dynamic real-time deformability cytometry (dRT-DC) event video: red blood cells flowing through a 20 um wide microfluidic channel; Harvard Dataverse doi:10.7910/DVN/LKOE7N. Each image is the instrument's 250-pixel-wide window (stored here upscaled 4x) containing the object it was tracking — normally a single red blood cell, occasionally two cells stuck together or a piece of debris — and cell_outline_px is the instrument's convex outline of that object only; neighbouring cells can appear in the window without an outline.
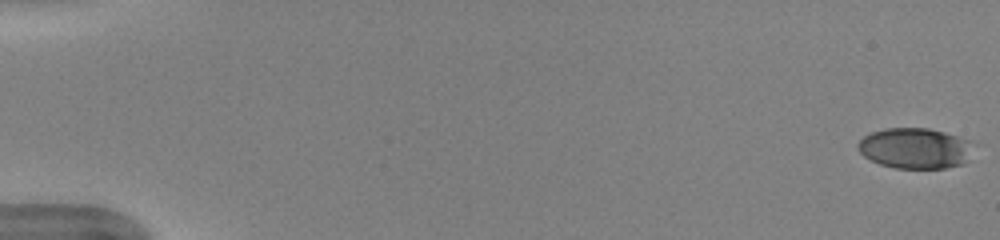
{"species": "human", "species_latin": "Homo sapiens", "temperature_condition": "warm", "stored_images_in_passage": 51, "camera_frame_rate_fps": 3000, "um_per_image_px": 0.085, "donor": {"sex": "female"}, "frame": {"image": 1, "passage_image": 1, "time_ms": 0.0, "image_size_px": [1000, 240], "cell_outline_px": [[968, 144], [964, 160], [960, 164], [944, 168], [896, 168], [880, 164], [864, 156], [856, 148], [856, 144], [864, 136], [872, 132], [884, 128], [928, 128], [944, 132], [968, 140]], "centroid_in_image_um": [77.64, 12.59], "position_along_channel_um": 7.4, "area_um2": 26.59}}
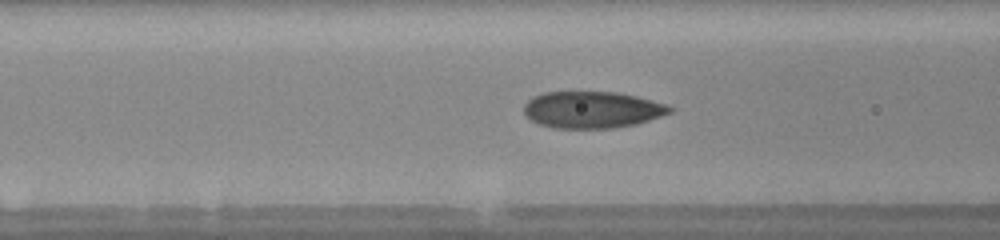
{"frame": {"image": 2, "passage_image": 22, "time_ms": 7.0, "image_size_px": [1000, 240], "cell_outline_px": [[676, 108], [672, 112], [636, 124], [612, 128], [552, 128], [540, 124], [524, 116], [524, 104], [532, 96], [544, 92], [616, 92], [636, 96], [668, 104]], "centroid_in_image_um": [50.33, 9.32], "position_along_channel_um": 116.3, "area_um2": 31.39}}
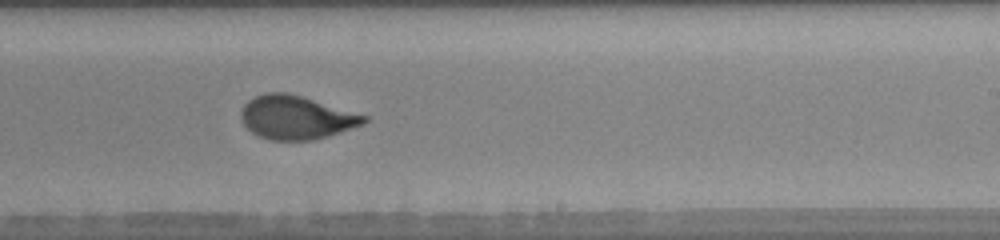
{"frame": {"image": 3, "passage_image": 33, "time_ms": 10.667, "image_size_px": [1000, 240], "cell_outline_px": [[368, 120], [364, 124], [328, 136], [312, 140], [272, 140], [260, 136], [252, 132], [244, 124], [240, 116], [240, 112], [244, 104], [248, 100], [264, 92], [288, 92], [368, 116]], "centroid_in_image_um": [25.17, 9.97], "position_along_channel_um": 263.8, "area_um2": 31.1}, "authors_computed_cell_mechanics": {"area_um2": 30.6918, "velocity_mm_per_s": 4.0188, "shape_relaxation_time_tau1_ms": 4.1705, "shape_relaxation_time_tau2_ms": null, "deformation_change_tau1": 0.1772, "deformation_change_tau2": null}}